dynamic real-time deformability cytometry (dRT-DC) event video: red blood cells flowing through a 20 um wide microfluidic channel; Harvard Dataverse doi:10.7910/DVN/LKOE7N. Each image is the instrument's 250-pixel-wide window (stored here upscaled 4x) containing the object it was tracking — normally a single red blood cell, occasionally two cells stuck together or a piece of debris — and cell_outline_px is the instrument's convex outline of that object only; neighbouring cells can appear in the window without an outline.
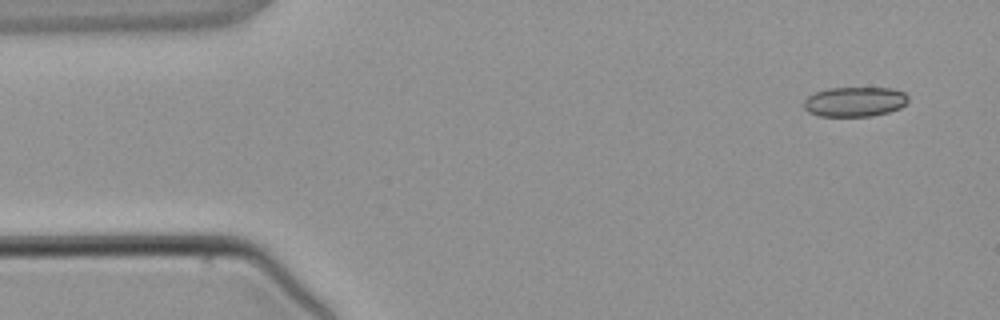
{"species": "common noctule bat (a hibernating species)", "species_latin": "Nyctalus noctula", "temperature_condition": "warm", "stored_images_in_passage": 3, "camera_frame_rate_fps": 3000, "um_per_image_px": 0.085, "animal": {"sex": "male", "body_mass_g": 21.5, "forearm_length_mm": 52.0}, "frame": {"image": 1, "passage_image": 1, "time_ms": 0.0, "image_size_px": [1000, 320], "cell_outline_px": [[908, 100], [900, 108], [888, 112], [872, 116], [820, 116], [808, 112], [804, 108], [804, 100], [808, 96], [816, 92], [828, 88], [892, 88], [904, 92], [908, 96]], "centroid_in_image_um": [72.65, 8.64], "position_along_channel_um": 12.4, "area_um2": 18.09}}